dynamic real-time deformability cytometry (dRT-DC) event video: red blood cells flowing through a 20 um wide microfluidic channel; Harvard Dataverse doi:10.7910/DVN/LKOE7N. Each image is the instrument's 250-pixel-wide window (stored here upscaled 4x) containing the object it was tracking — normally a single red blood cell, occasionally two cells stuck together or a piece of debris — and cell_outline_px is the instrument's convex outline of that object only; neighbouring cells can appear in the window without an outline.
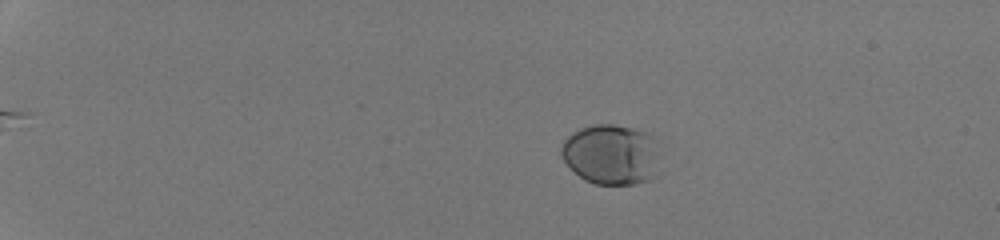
{"species": "human", "species_latin": "Homo sapiens", "temperature_condition": "room temperature", "stored_images_in_passage": 48, "camera_frame_rate_fps": 3000, "um_per_image_px": 0.085, "donor": {"sex": "male"}, "frame": {"image": 1, "passage_image": 7, "time_ms": 2.0, "image_size_px": [1000, 240], "cell_outline_px": [[652, 156], [648, 180], [636, 184], [592, 184], [584, 180], [564, 160], [560, 152], [560, 148], [564, 140], [572, 132], [580, 128], [592, 124], [616, 124], [648, 132], [652, 136]], "centroid_in_image_um": [51.78, 13.09], "position_along_channel_um": 33.2, "area_um2": 33.29}}
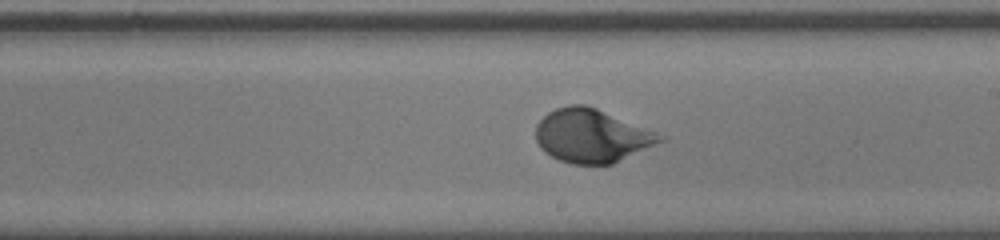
{"frame": {"image": 2, "passage_image": 30, "time_ms": 9.667, "image_size_px": [1000, 240], "cell_outline_px": [[668, 136], [664, 140], [612, 164], [572, 164], [560, 160], [544, 152], [540, 148], [536, 140], [536, 124], [548, 112], [556, 108], [568, 104], [584, 104], [596, 108]], "centroid_in_image_um": [50.29, 11.53], "position_along_channel_um": 238.7, "area_um2": 38.61}}
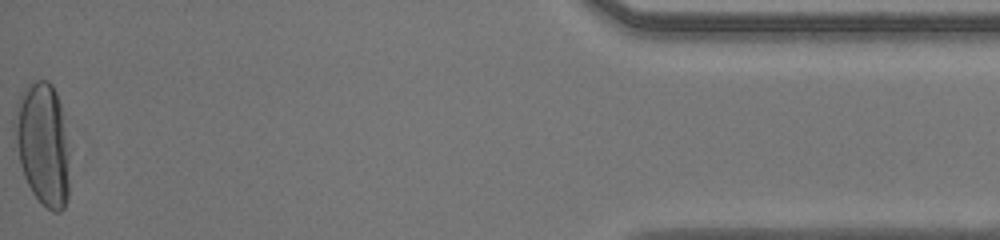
{"frame": {"image": 3, "passage_image": 48, "time_ms": 15.667, "image_size_px": [1000, 240], "cell_outline_px": [[68, 196], [64, 208], [60, 212], [52, 212], [32, 192], [24, 176], [20, 164], [12, 124], [12, 120], [16, 104], [20, 92], [24, 88], [36, 80], [48, 80], [52, 84], [56, 92], [60, 104], [68, 152]], "centroid_in_image_um": [3.6, 12.21], "position_along_channel_um": 431.6, "area_um2": 39.19}, "authors_computed_cell_mechanics": {"area_um2": 36.2984, "velocity_mm_per_s": 4.274, "shape_relaxation_time_tau1_ms": 3.7756, "shape_relaxation_time_tau2_ms": null, "deformation_change_tau1": 0.1904, "deformation_change_tau2": null}}